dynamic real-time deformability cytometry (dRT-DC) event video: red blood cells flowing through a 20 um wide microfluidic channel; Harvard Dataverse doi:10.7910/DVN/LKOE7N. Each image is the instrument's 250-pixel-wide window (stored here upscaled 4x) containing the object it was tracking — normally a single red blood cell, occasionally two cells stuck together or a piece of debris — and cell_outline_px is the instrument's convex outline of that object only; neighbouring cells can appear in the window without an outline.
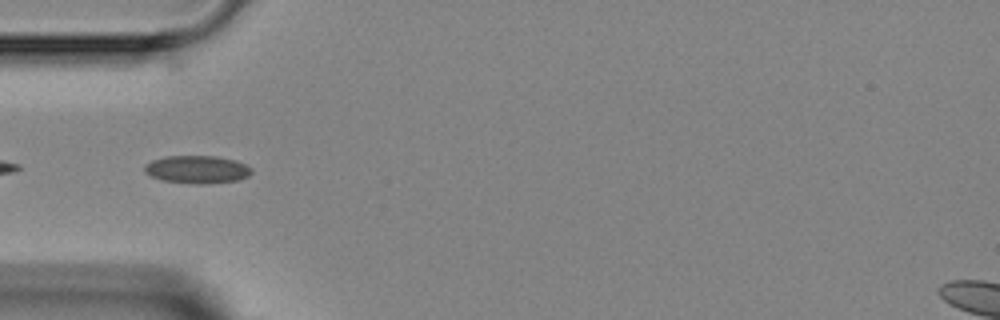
{"species": "Egyptian fruit bat (a non-hibernating species)", "species_latin": "Rousettus aegyptiacus", "temperature_condition": "room temperature", "stored_images_in_passage": 3, "segment_of_instrument_passage": [2, 2], "camera_frame_rate_fps": 3000, "um_per_image_px": 0.085, "animal": {"sex": "female"}, "frame": {"image": 1, "passage_image": 3, "time_ms": 2.333, "image_size_px": [1000, 320], "cell_outline_px": [[252, 172], [248, 176], [240, 180], [204, 184], [196, 184], [160, 180], [144, 172], [144, 164], [152, 160], [164, 156], [216, 156], [236, 160], [252, 168]], "centroid_in_image_um": [16.74, 14.4], "position_along_channel_um": 68.3, "area_um2": 17.51}}